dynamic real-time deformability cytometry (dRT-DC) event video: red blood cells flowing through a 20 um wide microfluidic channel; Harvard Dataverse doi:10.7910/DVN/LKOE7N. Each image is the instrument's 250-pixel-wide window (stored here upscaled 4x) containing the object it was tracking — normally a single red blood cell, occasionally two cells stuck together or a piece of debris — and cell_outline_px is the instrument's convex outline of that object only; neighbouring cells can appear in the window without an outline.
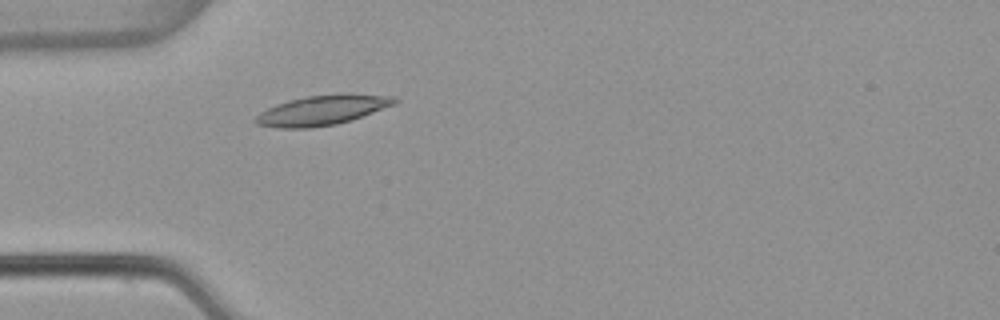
{"species": "common noctule bat (a hibernating species)", "species_latin": "Nyctalus noctula", "temperature_condition": "warm", "stored_images_in_passage": 3, "camera_frame_rate_fps": 3000, "um_per_image_px": 0.085, "animal": {"sex": "female", "body_mass_g": 22.7, "forearm_length_mm": 54.2}, "frame": {"image": 1, "passage_image": 3, "time_ms": 0.667, "image_size_px": [1000, 320], "cell_outline_px": [[400, 100], [396, 104], [352, 120], [336, 124], [312, 128], [280, 128], [256, 124], [252, 120], [260, 112], [276, 104], [288, 100], [308, 96], [344, 92], [396, 96]], "centroid_in_image_um": [27.45, 9.35], "position_along_channel_um": 57.6, "area_um2": 24.68}}